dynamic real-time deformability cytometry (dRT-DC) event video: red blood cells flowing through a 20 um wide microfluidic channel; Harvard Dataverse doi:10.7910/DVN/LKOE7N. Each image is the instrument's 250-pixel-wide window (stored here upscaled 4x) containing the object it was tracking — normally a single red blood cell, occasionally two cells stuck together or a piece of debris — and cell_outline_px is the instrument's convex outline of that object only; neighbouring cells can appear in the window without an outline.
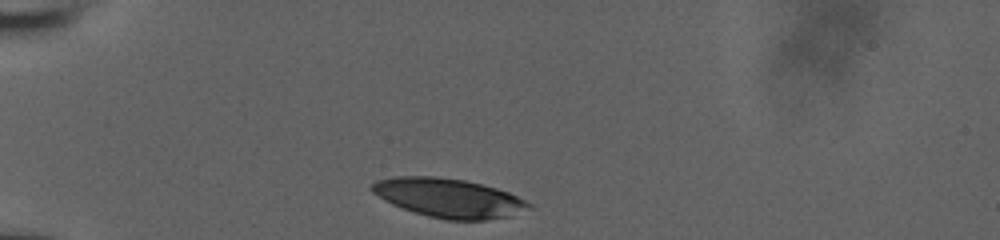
{"species": "human", "species_latin": "Homo sapiens", "temperature_condition": "room temperature", "stored_images_in_passage": 31, "camera_frame_rate_fps": 3000, "um_per_image_px": 0.085, "donor": {"sex": "male"}, "frame": {"image": 1, "passage_image": 1, "time_ms": 0.0, "image_size_px": [1000, 240], "cell_outline_px": [[536, 208], [508, 216], [488, 220], [448, 220], [428, 216], [392, 204], [384, 200], [372, 192], [368, 188], [376, 180], [396, 176], [432, 176], [464, 180], [496, 188], [508, 192], [532, 204]], "centroid_in_image_um": [38.16, 16.83], "position_along_channel_um": 46.8, "area_um2": 35.66}}
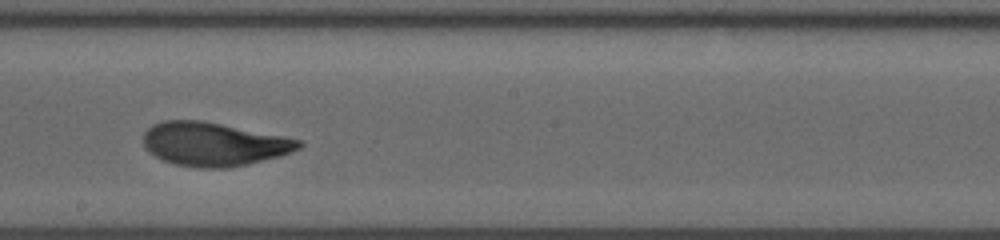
{"frame": {"image": 2, "passage_image": 18, "time_ms": 5.667, "image_size_px": [1000, 240], "cell_outline_px": [[304, 144], [300, 148], [292, 152], [280, 156], [248, 164], [228, 168], [200, 168], [176, 164], [164, 160], [148, 152], [144, 148], [144, 132], [152, 124], [164, 120], [200, 120], [284, 136], [304, 140]], "centroid_in_image_um": [18.19, 12.25], "position_along_channel_um": 230.0, "area_um2": 39.59}}
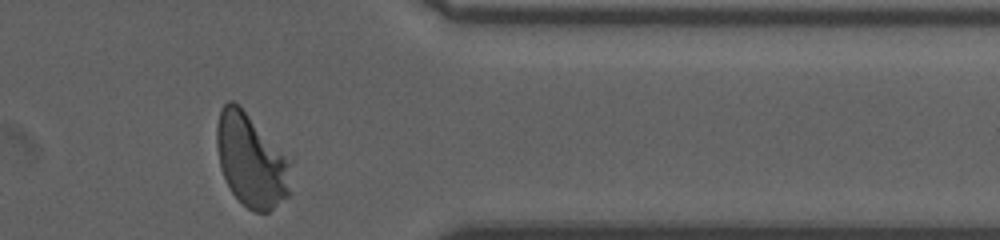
{"frame": {"image": 3, "passage_image": 31, "time_ms": 10.0, "image_size_px": [1000, 240], "cell_outline_px": [[292, 160], [288, 196], [268, 212], [256, 212], [248, 208], [232, 192], [220, 168], [216, 144], [216, 124], [220, 108], [228, 100], [232, 100], [292, 156]], "centroid_in_image_um": [21.38, 13.6], "position_along_channel_um": 390.0, "area_um2": 40.63}, "authors_computed_cell_mechanics": {"area_um2": 39.304, "velocity_mm_per_s": 3.9133, "shape_relaxation_time_tau1_ms": 4.3853, "shape_relaxation_time_tau2_ms": 1.0104, "deformation_change_tau1": 0.2095, "deformation_change_tau2": 0.0698}}